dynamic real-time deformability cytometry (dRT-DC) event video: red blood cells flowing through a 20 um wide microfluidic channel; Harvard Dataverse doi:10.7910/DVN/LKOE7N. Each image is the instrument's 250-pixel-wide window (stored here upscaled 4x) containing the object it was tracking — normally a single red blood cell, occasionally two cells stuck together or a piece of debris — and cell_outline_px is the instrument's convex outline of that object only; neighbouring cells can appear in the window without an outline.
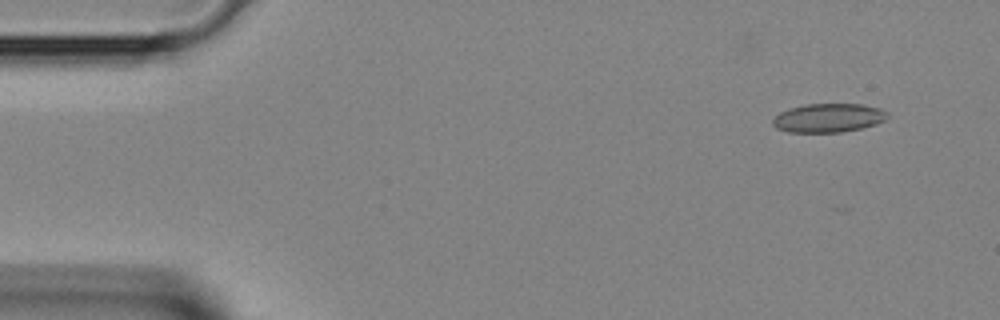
{"species": "Egyptian fruit bat (a non-hibernating species)", "species_latin": "Rousettus aegyptiacus", "temperature_condition": "room temperature", "stored_images_in_passage": 3, "camera_frame_rate_fps": 3000, "um_per_image_px": 0.085, "animal": {"sex": "female"}, "frame": {"image": 1, "passage_image": 1, "time_ms": 0.0, "image_size_px": [1000, 320], "cell_outline_px": [[888, 116], [884, 120], [876, 124], [860, 128], [840, 132], [788, 132], [776, 128], [772, 124], [772, 120], [780, 112], [788, 108], [804, 104], [860, 104], [880, 108], [888, 112]], "centroid_in_image_um": [70.39, 10.01], "position_along_channel_um": 14.6, "area_um2": 19.25}}
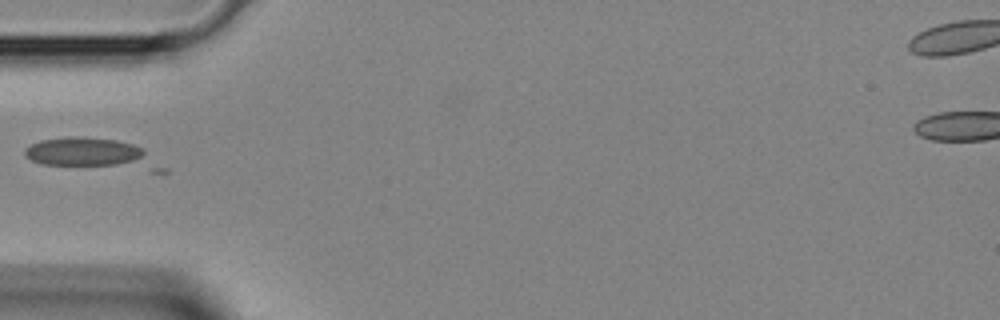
{"frame": {"image": 2, "passage_image": 3, "time_ms": 0.667, "image_size_px": [1000, 320], "cell_outline_px": [[144, 160], [116, 164], [40, 164], [24, 156], [24, 148], [40, 140], [72, 136], [84, 136], [116, 140], [132, 144], [144, 148]], "centroid_in_image_um": [7.07, 12.86], "position_along_channel_um": 77.9, "area_um2": 20.0}}